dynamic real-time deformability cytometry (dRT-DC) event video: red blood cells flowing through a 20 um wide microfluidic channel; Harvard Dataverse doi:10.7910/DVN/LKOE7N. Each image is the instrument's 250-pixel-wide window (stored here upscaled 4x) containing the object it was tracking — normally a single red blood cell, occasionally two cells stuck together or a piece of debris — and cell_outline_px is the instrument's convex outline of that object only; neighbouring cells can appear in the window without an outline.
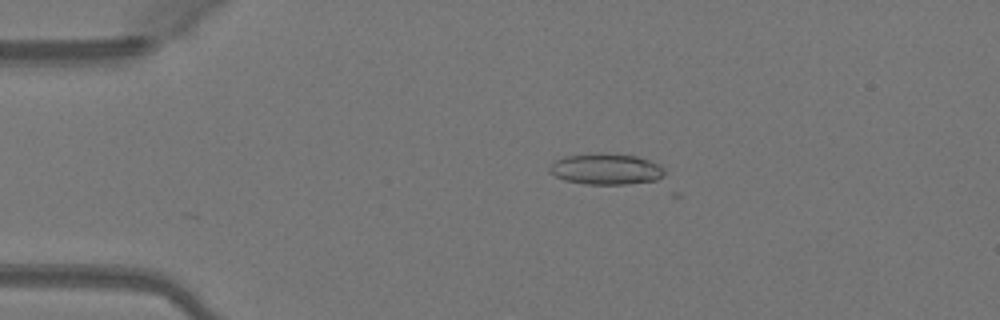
{"species": "Egyptian fruit bat (a non-hibernating species)", "species_latin": "Rousettus aegyptiacus", "temperature_condition": "warm", "stored_images_in_passage": 40, "camera_frame_rate_fps": 3000, "um_per_image_px": 0.085, "animal": {"sex": "female"}, "frame": {"image": 1, "passage_image": 1, "time_ms": 0.0, "image_size_px": [1000, 320], "cell_outline_px": [[664, 176], [656, 180], [624, 184], [584, 184], [564, 180], [548, 172], [548, 168], [556, 160], [564, 156], [636, 156], [660, 164], [664, 168]], "centroid_in_image_um": [51.52, 14.42], "position_along_channel_um": 33.5, "area_um2": 19.88}}
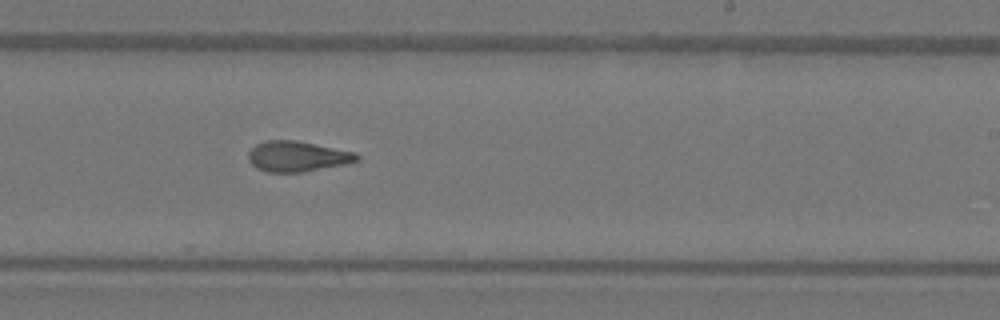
{"frame": {"image": 2, "passage_image": 21, "time_ms": 6.667, "image_size_px": [1000, 320], "cell_outline_px": [[360, 160], [344, 164], [304, 172], [268, 172], [256, 168], [248, 160], [248, 152], [256, 144], [264, 140], [296, 140], [356, 152], [360, 156]], "centroid_in_image_um": [25.27, 13.29], "position_along_channel_um": 263.7, "area_um2": 19.36}}
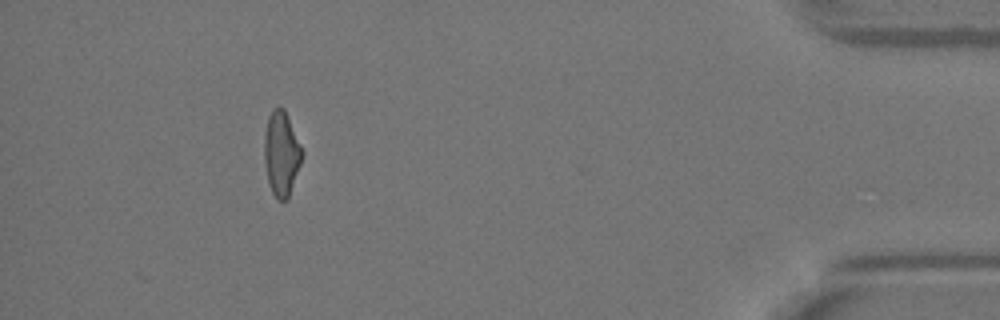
{"frame": {"image": 3, "passage_image": 36, "time_ms": 11.667, "image_size_px": [1000, 320], "cell_outline_px": [[304, 152], [288, 200], [276, 200], [268, 184], [264, 160], [264, 132], [268, 116], [272, 108], [284, 108]], "centroid_in_image_um": [23.9, 13.07], "position_along_channel_um": 411.3, "area_um2": 18.79}, "authors_computed_cell_mechanics": {"area_um2": 19.2474, "velocity_mm_per_s": 4.1098, "shape_relaxation_time_tau1_ms": null, "shape_relaxation_time_tau2_ms": 1.4078, "deformation_change_tau1": null, "deformation_change_tau2": 0.0929}}